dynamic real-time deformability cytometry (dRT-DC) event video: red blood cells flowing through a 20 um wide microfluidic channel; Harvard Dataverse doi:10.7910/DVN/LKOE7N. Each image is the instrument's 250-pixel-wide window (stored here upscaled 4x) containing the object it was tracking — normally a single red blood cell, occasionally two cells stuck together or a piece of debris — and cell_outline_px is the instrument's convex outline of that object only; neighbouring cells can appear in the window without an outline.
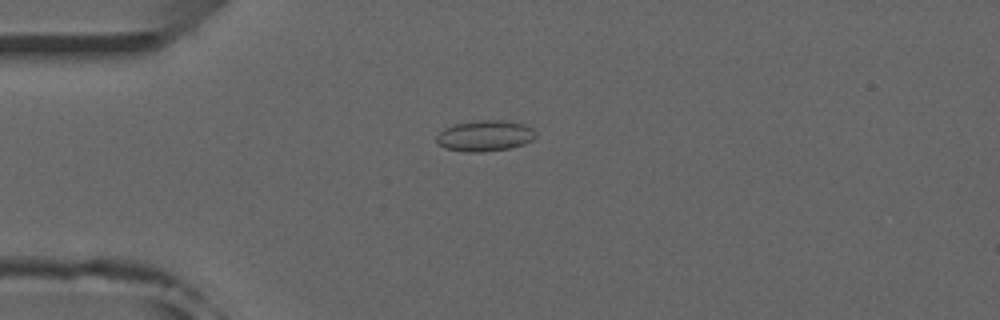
{"species": "common noctule bat (a hibernating species)", "species_latin": "Nyctalus noctula", "temperature_condition": "room temperature", "stored_images_in_passage": 51, "camera_frame_rate_fps": 3000, "um_per_image_px": 0.085, "animal": {"sex": "male", "forearm_length_mm": 52.5}, "frame": {"image": 1, "passage_image": 13, "time_ms": 4.0, "image_size_px": [1000, 320], "cell_outline_px": [[536, 136], [532, 140], [524, 144], [508, 148], [480, 152], [464, 152], [444, 148], [436, 144], [436, 136], [444, 128], [456, 124], [480, 120], [504, 120], [524, 124], [532, 128], [536, 132]], "centroid_in_image_um": [41.2, 11.55], "position_along_channel_um": 43.8, "area_um2": 17.92}}
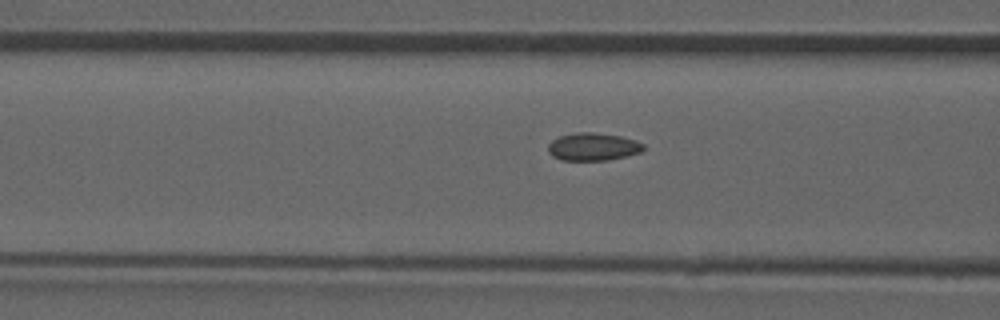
{"frame": {"image": 2, "passage_image": 20, "time_ms": 6.333, "image_size_px": [1000, 320], "cell_outline_px": [[644, 148], [640, 152], [608, 160], [560, 160], [552, 156], [548, 152], [548, 144], [552, 140], [560, 136], [576, 132], [592, 132], [620, 136], [636, 140], [644, 144]], "centroid_in_image_um": [50.38, 12.47], "position_along_channel_um": 116.2, "area_um2": 15.37}}
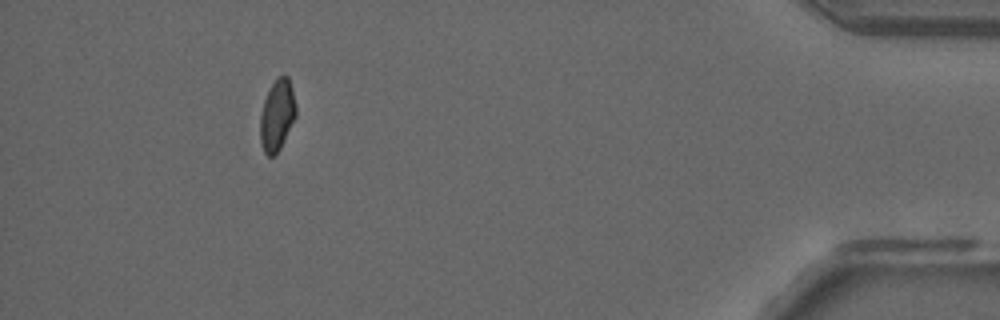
{"frame": {"image": 3, "passage_image": 47, "time_ms": 15.333, "image_size_px": [1000, 320], "cell_outline_px": [[296, 116], [280, 148], [272, 156], [268, 156], [264, 152], [260, 140], [260, 116], [264, 100], [276, 76], [284, 72], [288, 76], [296, 108]], "centroid_in_image_um": [23.54, 9.75], "position_along_channel_um": 411.7, "area_um2": 14.74}, "authors_computed_cell_mechanics": {"area_um2": 15.2592, "velocity_mm_per_s": 3.9761, "shape_relaxation_time_tau1_ms": null, "shape_relaxation_time_tau2_ms": 0.926, "deformation_change_tau1": null, "deformation_change_tau2": 0.0503}}